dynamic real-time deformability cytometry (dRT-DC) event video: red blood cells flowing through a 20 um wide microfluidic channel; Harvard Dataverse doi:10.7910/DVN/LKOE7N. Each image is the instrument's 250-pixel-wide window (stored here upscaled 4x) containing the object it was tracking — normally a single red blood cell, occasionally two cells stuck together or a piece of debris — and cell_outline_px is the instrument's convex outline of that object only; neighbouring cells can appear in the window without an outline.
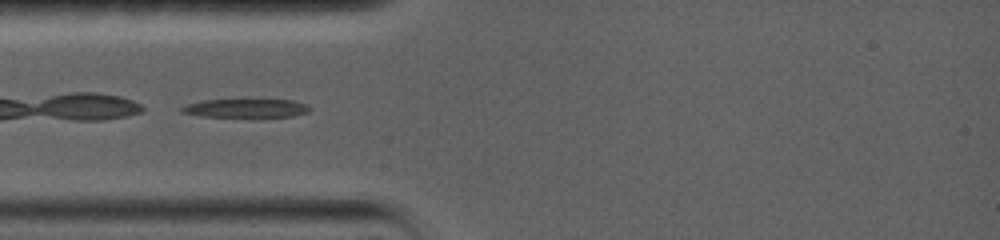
{"species": "common noctule bat (a hibernating species)", "species_latin": "Nyctalus noctula", "temperature_condition": "warm", "stored_images_in_passage": 23, "camera_frame_rate_fps": 5000, "um_per_image_px": 0.085, "animal": {"sex": "female", "body_mass_g": 19.0, "forearm_length_mm": 56.7}, "frame": {"image": 1, "passage_image": 2, "time_ms": 0.4, "image_size_px": [1000, 240], "cell_outline_px": [[312, 108], [308, 112], [292, 116], [200, 116], [180, 112], [180, 108], [188, 104], [204, 100], [244, 96], [292, 100], [304, 104]], "centroid_in_image_um": [20.89, 9.12], "position_along_channel_um": 64.1, "area_um2": 14.74}}
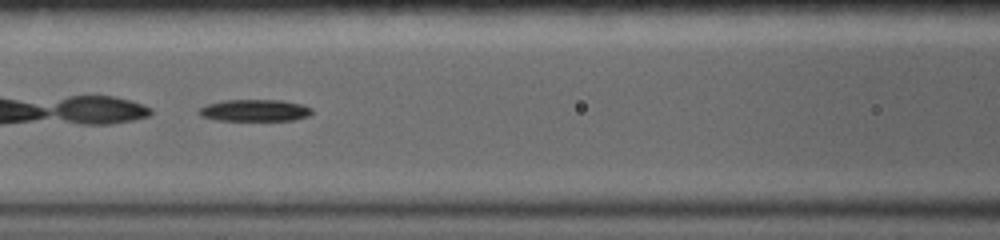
{"frame": {"image": 2, "passage_image": 7, "time_ms": 2.6, "image_size_px": [1000, 240], "cell_outline_px": [[312, 112], [308, 116], [292, 120], [216, 120], [200, 116], [196, 112], [200, 108], [208, 104], [224, 100], [284, 100], [300, 104], [312, 108]], "centroid_in_image_um": [21.63, 9.38], "position_along_channel_um": 145.0, "area_um2": 14.33}}
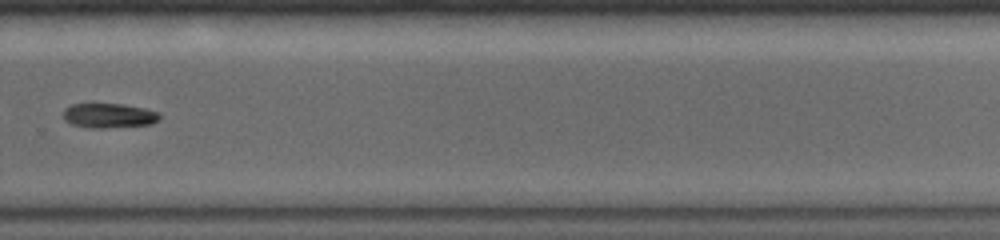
{"frame": {"image": 3, "passage_image": 18, "time_ms": 7.4, "image_size_px": [1000, 240], "cell_outline_px": [[160, 120], [152, 124], [104, 128], [92, 128], [72, 124], [64, 120], [64, 108], [72, 104], [92, 100], [124, 104], [144, 108], [160, 112]], "centroid_in_image_um": [9.23, 9.77], "position_along_channel_um": 320.6, "area_um2": 14.62}, "authors_computed_cell_mechanics": {"area_um2": 14.5078, "velocity_mm_per_s": 3.6579, "shape_relaxation_time_tau1_ms": 3.946, "shape_relaxation_time_tau2_ms": null, "deformation_change_tau1": 0.1637, "deformation_change_tau2": null}}